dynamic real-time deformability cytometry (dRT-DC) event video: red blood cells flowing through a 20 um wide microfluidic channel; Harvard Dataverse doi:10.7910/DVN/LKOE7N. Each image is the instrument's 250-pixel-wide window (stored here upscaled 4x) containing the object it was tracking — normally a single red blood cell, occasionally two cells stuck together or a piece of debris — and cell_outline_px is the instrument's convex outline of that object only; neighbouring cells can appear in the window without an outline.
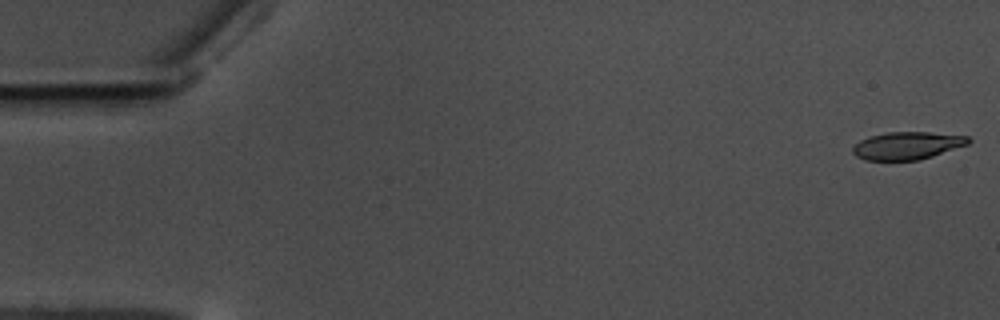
{"species": "common noctule bat (a hibernating species)", "species_latin": "Nyctalus noctula", "temperature_condition": "warm", "stored_images_in_passage": 58, "camera_frame_rate_fps": 3000, "um_per_image_px": 0.085, "animal": {"sex": "male", "body_mass_g": 17.5, "forearm_length_mm": 52.3}, "frame": {"image": 1, "passage_image": 1, "time_ms": 0.0, "image_size_px": [1000, 320], "cell_outline_px": [[972, 140], [968, 144], [920, 160], [864, 160], [856, 156], [852, 152], [852, 148], [860, 140], [868, 136], [888, 132], [928, 132], [968, 136]], "centroid_in_image_um": [77.1, 12.37], "position_along_channel_um": 7.9, "area_um2": 18.61}}
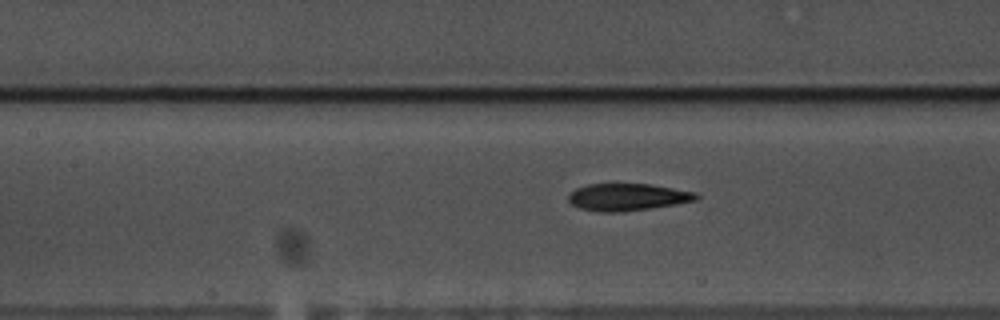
{"frame": {"image": 2, "passage_image": 26, "time_ms": 8.333, "image_size_px": [1000, 320], "cell_outline_px": [[700, 196], [696, 200], [676, 204], [620, 212], [596, 212], [580, 208], [572, 204], [568, 200], [568, 196], [576, 188], [588, 184], [648, 184], [696, 192]], "centroid_in_image_um": [53.32, 16.75], "position_along_channel_um": 154.1, "area_um2": 20.06}}
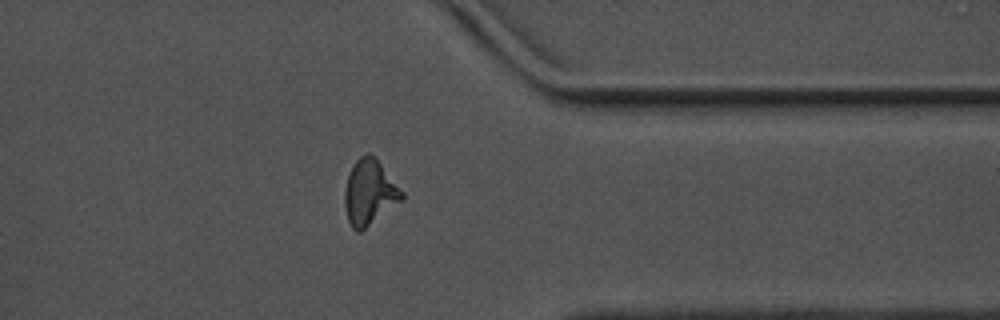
{"frame": {"image": 3, "passage_image": 46, "time_ms": 15.0, "image_size_px": [1000, 320], "cell_outline_px": [[404, 196], [400, 200], [360, 232], [356, 232], [352, 228], [348, 220], [344, 208], [344, 192], [348, 176], [356, 160], [360, 156], [368, 152], [376, 156], [404, 192]], "centroid_in_image_um": [31.39, 16.32], "position_along_channel_um": 380.0, "area_um2": 21.56}, "authors_computed_cell_mechanics": {"area_um2": 20.2011, "velocity_mm_per_s": 3.5167, "shape_relaxation_time_tau1_ms": 4.9519, "shape_relaxation_time_tau2_ms": 0.9699, "deformation_change_tau1": 0.201, "deformation_change_tau2": 0.0877}}